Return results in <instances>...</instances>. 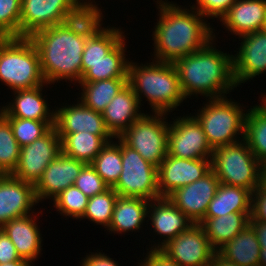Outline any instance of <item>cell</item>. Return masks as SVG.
<instances>
[{
	"mask_svg": "<svg viewBox=\"0 0 266 266\" xmlns=\"http://www.w3.org/2000/svg\"><path fill=\"white\" fill-rule=\"evenodd\" d=\"M157 5L159 20L152 34L155 60L174 63L204 48L214 39L215 29L210 28L206 18L192 6L190 9L181 8L162 0H157Z\"/></svg>",
	"mask_w": 266,
	"mask_h": 266,
	"instance_id": "cell-1",
	"label": "cell"
},
{
	"mask_svg": "<svg viewBox=\"0 0 266 266\" xmlns=\"http://www.w3.org/2000/svg\"><path fill=\"white\" fill-rule=\"evenodd\" d=\"M215 37L204 48L174 62L186 100L198 94L208 99L224 97L237 87L233 76V54L215 48Z\"/></svg>",
	"mask_w": 266,
	"mask_h": 266,
	"instance_id": "cell-2",
	"label": "cell"
},
{
	"mask_svg": "<svg viewBox=\"0 0 266 266\" xmlns=\"http://www.w3.org/2000/svg\"><path fill=\"white\" fill-rule=\"evenodd\" d=\"M29 38L37 48L42 75L48 85L64 79L80 82L86 37L59 24L38 30Z\"/></svg>",
	"mask_w": 266,
	"mask_h": 266,
	"instance_id": "cell-3",
	"label": "cell"
},
{
	"mask_svg": "<svg viewBox=\"0 0 266 266\" xmlns=\"http://www.w3.org/2000/svg\"><path fill=\"white\" fill-rule=\"evenodd\" d=\"M146 64L141 63L139 66L135 62H129L128 84L132 87L140 105L144 95L153 113L172 112L186 99L174 63L153 59L151 63Z\"/></svg>",
	"mask_w": 266,
	"mask_h": 266,
	"instance_id": "cell-4",
	"label": "cell"
},
{
	"mask_svg": "<svg viewBox=\"0 0 266 266\" xmlns=\"http://www.w3.org/2000/svg\"><path fill=\"white\" fill-rule=\"evenodd\" d=\"M0 81L12 91L47 86L39 53L29 37H0Z\"/></svg>",
	"mask_w": 266,
	"mask_h": 266,
	"instance_id": "cell-5",
	"label": "cell"
},
{
	"mask_svg": "<svg viewBox=\"0 0 266 266\" xmlns=\"http://www.w3.org/2000/svg\"><path fill=\"white\" fill-rule=\"evenodd\" d=\"M242 108L243 105L239 106L237 102L224 96L209 99L195 114L194 117L201 124L207 142L213 150L244 139V112L247 111ZM237 135H241L242 138L238 139Z\"/></svg>",
	"mask_w": 266,
	"mask_h": 266,
	"instance_id": "cell-6",
	"label": "cell"
},
{
	"mask_svg": "<svg viewBox=\"0 0 266 266\" xmlns=\"http://www.w3.org/2000/svg\"><path fill=\"white\" fill-rule=\"evenodd\" d=\"M260 164L244 139L214 149L211 158V169L220 183L252 193L259 187Z\"/></svg>",
	"mask_w": 266,
	"mask_h": 266,
	"instance_id": "cell-7",
	"label": "cell"
},
{
	"mask_svg": "<svg viewBox=\"0 0 266 266\" xmlns=\"http://www.w3.org/2000/svg\"><path fill=\"white\" fill-rule=\"evenodd\" d=\"M168 113L143 114L118 138L136 150L143 159L158 167L168 154ZM165 119V121H164Z\"/></svg>",
	"mask_w": 266,
	"mask_h": 266,
	"instance_id": "cell-8",
	"label": "cell"
},
{
	"mask_svg": "<svg viewBox=\"0 0 266 266\" xmlns=\"http://www.w3.org/2000/svg\"><path fill=\"white\" fill-rule=\"evenodd\" d=\"M113 190L122 197L159 198L157 167L122 142V171Z\"/></svg>",
	"mask_w": 266,
	"mask_h": 266,
	"instance_id": "cell-9",
	"label": "cell"
},
{
	"mask_svg": "<svg viewBox=\"0 0 266 266\" xmlns=\"http://www.w3.org/2000/svg\"><path fill=\"white\" fill-rule=\"evenodd\" d=\"M213 149L193 116L177 117L169 124L168 155L181 159H211Z\"/></svg>",
	"mask_w": 266,
	"mask_h": 266,
	"instance_id": "cell-10",
	"label": "cell"
},
{
	"mask_svg": "<svg viewBox=\"0 0 266 266\" xmlns=\"http://www.w3.org/2000/svg\"><path fill=\"white\" fill-rule=\"evenodd\" d=\"M61 153V140L52 127L41 138L20 148L18 165L11 173L22 181L36 184L46 167Z\"/></svg>",
	"mask_w": 266,
	"mask_h": 266,
	"instance_id": "cell-11",
	"label": "cell"
},
{
	"mask_svg": "<svg viewBox=\"0 0 266 266\" xmlns=\"http://www.w3.org/2000/svg\"><path fill=\"white\" fill-rule=\"evenodd\" d=\"M160 250L179 266H210L216 253L199 224H193Z\"/></svg>",
	"mask_w": 266,
	"mask_h": 266,
	"instance_id": "cell-12",
	"label": "cell"
},
{
	"mask_svg": "<svg viewBox=\"0 0 266 266\" xmlns=\"http://www.w3.org/2000/svg\"><path fill=\"white\" fill-rule=\"evenodd\" d=\"M220 182L211 169L201 179L177 188L167 198L191 221L198 224L207 212Z\"/></svg>",
	"mask_w": 266,
	"mask_h": 266,
	"instance_id": "cell-13",
	"label": "cell"
},
{
	"mask_svg": "<svg viewBox=\"0 0 266 266\" xmlns=\"http://www.w3.org/2000/svg\"><path fill=\"white\" fill-rule=\"evenodd\" d=\"M211 170V159H181L167 156L157 167L160 197L201 179Z\"/></svg>",
	"mask_w": 266,
	"mask_h": 266,
	"instance_id": "cell-14",
	"label": "cell"
},
{
	"mask_svg": "<svg viewBox=\"0 0 266 266\" xmlns=\"http://www.w3.org/2000/svg\"><path fill=\"white\" fill-rule=\"evenodd\" d=\"M56 108L54 128L58 134L89 132L101 136L107 143L114 138L106 129L102 113L95 112L81 101Z\"/></svg>",
	"mask_w": 266,
	"mask_h": 266,
	"instance_id": "cell-15",
	"label": "cell"
},
{
	"mask_svg": "<svg viewBox=\"0 0 266 266\" xmlns=\"http://www.w3.org/2000/svg\"><path fill=\"white\" fill-rule=\"evenodd\" d=\"M36 204L34 184L11 174L0 177V228L12 219L31 215Z\"/></svg>",
	"mask_w": 266,
	"mask_h": 266,
	"instance_id": "cell-16",
	"label": "cell"
},
{
	"mask_svg": "<svg viewBox=\"0 0 266 266\" xmlns=\"http://www.w3.org/2000/svg\"><path fill=\"white\" fill-rule=\"evenodd\" d=\"M240 38L239 51L233 55V76L237 86L266 72V31Z\"/></svg>",
	"mask_w": 266,
	"mask_h": 266,
	"instance_id": "cell-17",
	"label": "cell"
},
{
	"mask_svg": "<svg viewBox=\"0 0 266 266\" xmlns=\"http://www.w3.org/2000/svg\"><path fill=\"white\" fill-rule=\"evenodd\" d=\"M78 0H22L20 37L61 24L63 14Z\"/></svg>",
	"mask_w": 266,
	"mask_h": 266,
	"instance_id": "cell-18",
	"label": "cell"
},
{
	"mask_svg": "<svg viewBox=\"0 0 266 266\" xmlns=\"http://www.w3.org/2000/svg\"><path fill=\"white\" fill-rule=\"evenodd\" d=\"M85 165L61 152L46 167L41 178L34 185L38 203L44 199H54L66 188L73 186Z\"/></svg>",
	"mask_w": 266,
	"mask_h": 266,
	"instance_id": "cell-19",
	"label": "cell"
},
{
	"mask_svg": "<svg viewBox=\"0 0 266 266\" xmlns=\"http://www.w3.org/2000/svg\"><path fill=\"white\" fill-rule=\"evenodd\" d=\"M148 220L157 235L165 239L154 244L149 249H160L169 240L187 231L193 224L180 209L167 197H159L150 201L147 212ZM161 243V244H159Z\"/></svg>",
	"mask_w": 266,
	"mask_h": 266,
	"instance_id": "cell-20",
	"label": "cell"
},
{
	"mask_svg": "<svg viewBox=\"0 0 266 266\" xmlns=\"http://www.w3.org/2000/svg\"><path fill=\"white\" fill-rule=\"evenodd\" d=\"M132 87L127 83L102 112L106 129L115 138L119 137L144 113Z\"/></svg>",
	"mask_w": 266,
	"mask_h": 266,
	"instance_id": "cell-21",
	"label": "cell"
},
{
	"mask_svg": "<svg viewBox=\"0 0 266 266\" xmlns=\"http://www.w3.org/2000/svg\"><path fill=\"white\" fill-rule=\"evenodd\" d=\"M266 0H236L220 22L235 36L263 30Z\"/></svg>",
	"mask_w": 266,
	"mask_h": 266,
	"instance_id": "cell-22",
	"label": "cell"
},
{
	"mask_svg": "<svg viewBox=\"0 0 266 266\" xmlns=\"http://www.w3.org/2000/svg\"><path fill=\"white\" fill-rule=\"evenodd\" d=\"M34 214L12 219L1 227L14 244L19 256L32 264L42 251V234Z\"/></svg>",
	"mask_w": 266,
	"mask_h": 266,
	"instance_id": "cell-23",
	"label": "cell"
},
{
	"mask_svg": "<svg viewBox=\"0 0 266 266\" xmlns=\"http://www.w3.org/2000/svg\"><path fill=\"white\" fill-rule=\"evenodd\" d=\"M43 86L32 89L15 90L12 102L0 108L4 117H16L37 121H54L55 111L50 110L42 95Z\"/></svg>",
	"mask_w": 266,
	"mask_h": 266,
	"instance_id": "cell-24",
	"label": "cell"
},
{
	"mask_svg": "<svg viewBox=\"0 0 266 266\" xmlns=\"http://www.w3.org/2000/svg\"><path fill=\"white\" fill-rule=\"evenodd\" d=\"M125 37L102 60L82 62L80 82H95L112 78H128Z\"/></svg>",
	"mask_w": 266,
	"mask_h": 266,
	"instance_id": "cell-25",
	"label": "cell"
},
{
	"mask_svg": "<svg viewBox=\"0 0 266 266\" xmlns=\"http://www.w3.org/2000/svg\"><path fill=\"white\" fill-rule=\"evenodd\" d=\"M95 3V1L91 2V0H78L65 11L61 25L76 35L86 38L96 36L104 29L101 22L104 15L101 8Z\"/></svg>",
	"mask_w": 266,
	"mask_h": 266,
	"instance_id": "cell-26",
	"label": "cell"
},
{
	"mask_svg": "<svg viewBox=\"0 0 266 266\" xmlns=\"http://www.w3.org/2000/svg\"><path fill=\"white\" fill-rule=\"evenodd\" d=\"M149 203L145 198L118 196L111 223L106 230L114 234L139 231L147 218Z\"/></svg>",
	"mask_w": 266,
	"mask_h": 266,
	"instance_id": "cell-27",
	"label": "cell"
},
{
	"mask_svg": "<svg viewBox=\"0 0 266 266\" xmlns=\"http://www.w3.org/2000/svg\"><path fill=\"white\" fill-rule=\"evenodd\" d=\"M252 212H233L216 218H203V228L211 246L217 252L249 224Z\"/></svg>",
	"mask_w": 266,
	"mask_h": 266,
	"instance_id": "cell-28",
	"label": "cell"
},
{
	"mask_svg": "<svg viewBox=\"0 0 266 266\" xmlns=\"http://www.w3.org/2000/svg\"><path fill=\"white\" fill-rule=\"evenodd\" d=\"M260 250L255 231L248 224L217 253L227 261L239 266H259Z\"/></svg>",
	"mask_w": 266,
	"mask_h": 266,
	"instance_id": "cell-29",
	"label": "cell"
},
{
	"mask_svg": "<svg viewBox=\"0 0 266 266\" xmlns=\"http://www.w3.org/2000/svg\"><path fill=\"white\" fill-rule=\"evenodd\" d=\"M252 192L220 183L204 218H216L233 212H252Z\"/></svg>",
	"mask_w": 266,
	"mask_h": 266,
	"instance_id": "cell-30",
	"label": "cell"
},
{
	"mask_svg": "<svg viewBox=\"0 0 266 266\" xmlns=\"http://www.w3.org/2000/svg\"><path fill=\"white\" fill-rule=\"evenodd\" d=\"M61 152L85 164H91L107 142L99 135L89 132L58 134Z\"/></svg>",
	"mask_w": 266,
	"mask_h": 266,
	"instance_id": "cell-31",
	"label": "cell"
},
{
	"mask_svg": "<svg viewBox=\"0 0 266 266\" xmlns=\"http://www.w3.org/2000/svg\"><path fill=\"white\" fill-rule=\"evenodd\" d=\"M128 83V78H112L95 82H79L82 93L78 99L95 112L102 113L113 97Z\"/></svg>",
	"mask_w": 266,
	"mask_h": 266,
	"instance_id": "cell-32",
	"label": "cell"
},
{
	"mask_svg": "<svg viewBox=\"0 0 266 266\" xmlns=\"http://www.w3.org/2000/svg\"><path fill=\"white\" fill-rule=\"evenodd\" d=\"M260 104L246 112L244 140L259 162L263 163L266 161V106Z\"/></svg>",
	"mask_w": 266,
	"mask_h": 266,
	"instance_id": "cell-33",
	"label": "cell"
},
{
	"mask_svg": "<svg viewBox=\"0 0 266 266\" xmlns=\"http://www.w3.org/2000/svg\"><path fill=\"white\" fill-rule=\"evenodd\" d=\"M115 139L118 144L113 140L108 142L91 163L109 188L116 185L122 171V141L118 137Z\"/></svg>",
	"mask_w": 266,
	"mask_h": 266,
	"instance_id": "cell-34",
	"label": "cell"
},
{
	"mask_svg": "<svg viewBox=\"0 0 266 266\" xmlns=\"http://www.w3.org/2000/svg\"><path fill=\"white\" fill-rule=\"evenodd\" d=\"M124 37L121 28L105 27L96 36L87 38L82 54V62L102 60Z\"/></svg>",
	"mask_w": 266,
	"mask_h": 266,
	"instance_id": "cell-35",
	"label": "cell"
},
{
	"mask_svg": "<svg viewBox=\"0 0 266 266\" xmlns=\"http://www.w3.org/2000/svg\"><path fill=\"white\" fill-rule=\"evenodd\" d=\"M118 196L113 188H109L101 194L90 197L86 211L81 219L86 218L92 223L108 228L112 220V214Z\"/></svg>",
	"mask_w": 266,
	"mask_h": 266,
	"instance_id": "cell-36",
	"label": "cell"
},
{
	"mask_svg": "<svg viewBox=\"0 0 266 266\" xmlns=\"http://www.w3.org/2000/svg\"><path fill=\"white\" fill-rule=\"evenodd\" d=\"M20 148L10 122L0 113V171L3 174H11L17 167Z\"/></svg>",
	"mask_w": 266,
	"mask_h": 266,
	"instance_id": "cell-37",
	"label": "cell"
},
{
	"mask_svg": "<svg viewBox=\"0 0 266 266\" xmlns=\"http://www.w3.org/2000/svg\"><path fill=\"white\" fill-rule=\"evenodd\" d=\"M5 118L10 122L13 135L20 147L31 144L54 127V121H37L16 117Z\"/></svg>",
	"mask_w": 266,
	"mask_h": 266,
	"instance_id": "cell-38",
	"label": "cell"
},
{
	"mask_svg": "<svg viewBox=\"0 0 266 266\" xmlns=\"http://www.w3.org/2000/svg\"><path fill=\"white\" fill-rule=\"evenodd\" d=\"M89 197L76 186H69L53 199V206L65 217L81 219L86 211Z\"/></svg>",
	"mask_w": 266,
	"mask_h": 266,
	"instance_id": "cell-39",
	"label": "cell"
},
{
	"mask_svg": "<svg viewBox=\"0 0 266 266\" xmlns=\"http://www.w3.org/2000/svg\"><path fill=\"white\" fill-rule=\"evenodd\" d=\"M22 0H0V37H20Z\"/></svg>",
	"mask_w": 266,
	"mask_h": 266,
	"instance_id": "cell-40",
	"label": "cell"
},
{
	"mask_svg": "<svg viewBox=\"0 0 266 266\" xmlns=\"http://www.w3.org/2000/svg\"><path fill=\"white\" fill-rule=\"evenodd\" d=\"M87 197H93L109 189V186L97 174L91 164H86L74 182Z\"/></svg>",
	"mask_w": 266,
	"mask_h": 266,
	"instance_id": "cell-41",
	"label": "cell"
},
{
	"mask_svg": "<svg viewBox=\"0 0 266 266\" xmlns=\"http://www.w3.org/2000/svg\"><path fill=\"white\" fill-rule=\"evenodd\" d=\"M235 2L236 0H196L197 5L192 7L204 17L221 20Z\"/></svg>",
	"mask_w": 266,
	"mask_h": 266,
	"instance_id": "cell-42",
	"label": "cell"
},
{
	"mask_svg": "<svg viewBox=\"0 0 266 266\" xmlns=\"http://www.w3.org/2000/svg\"><path fill=\"white\" fill-rule=\"evenodd\" d=\"M249 221L266 222V190L259 187L252 194V213Z\"/></svg>",
	"mask_w": 266,
	"mask_h": 266,
	"instance_id": "cell-43",
	"label": "cell"
},
{
	"mask_svg": "<svg viewBox=\"0 0 266 266\" xmlns=\"http://www.w3.org/2000/svg\"><path fill=\"white\" fill-rule=\"evenodd\" d=\"M19 259L23 258L19 256L14 244L0 228V263H8Z\"/></svg>",
	"mask_w": 266,
	"mask_h": 266,
	"instance_id": "cell-44",
	"label": "cell"
},
{
	"mask_svg": "<svg viewBox=\"0 0 266 266\" xmlns=\"http://www.w3.org/2000/svg\"><path fill=\"white\" fill-rule=\"evenodd\" d=\"M139 266H179L173 259L160 249H150Z\"/></svg>",
	"mask_w": 266,
	"mask_h": 266,
	"instance_id": "cell-45",
	"label": "cell"
},
{
	"mask_svg": "<svg viewBox=\"0 0 266 266\" xmlns=\"http://www.w3.org/2000/svg\"><path fill=\"white\" fill-rule=\"evenodd\" d=\"M81 266H118L117 262L110 258L106 254L101 252H93L89 255H86L82 259Z\"/></svg>",
	"mask_w": 266,
	"mask_h": 266,
	"instance_id": "cell-46",
	"label": "cell"
},
{
	"mask_svg": "<svg viewBox=\"0 0 266 266\" xmlns=\"http://www.w3.org/2000/svg\"><path fill=\"white\" fill-rule=\"evenodd\" d=\"M249 224L255 231L260 247H266V222L249 221Z\"/></svg>",
	"mask_w": 266,
	"mask_h": 266,
	"instance_id": "cell-47",
	"label": "cell"
},
{
	"mask_svg": "<svg viewBox=\"0 0 266 266\" xmlns=\"http://www.w3.org/2000/svg\"><path fill=\"white\" fill-rule=\"evenodd\" d=\"M210 266H239V265L227 261L226 259H224L223 257H221L216 252L214 254V256H213L212 263L210 264Z\"/></svg>",
	"mask_w": 266,
	"mask_h": 266,
	"instance_id": "cell-48",
	"label": "cell"
},
{
	"mask_svg": "<svg viewBox=\"0 0 266 266\" xmlns=\"http://www.w3.org/2000/svg\"><path fill=\"white\" fill-rule=\"evenodd\" d=\"M259 188L266 190V161L260 164Z\"/></svg>",
	"mask_w": 266,
	"mask_h": 266,
	"instance_id": "cell-49",
	"label": "cell"
},
{
	"mask_svg": "<svg viewBox=\"0 0 266 266\" xmlns=\"http://www.w3.org/2000/svg\"><path fill=\"white\" fill-rule=\"evenodd\" d=\"M0 266H32V264L26 259H19L8 263H0Z\"/></svg>",
	"mask_w": 266,
	"mask_h": 266,
	"instance_id": "cell-50",
	"label": "cell"
},
{
	"mask_svg": "<svg viewBox=\"0 0 266 266\" xmlns=\"http://www.w3.org/2000/svg\"><path fill=\"white\" fill-rule=\"evenodd\" d=\"M260 261L259 266H266V247H260Z\"/></svg>",
	"mask_w": 266,
	"mask_h": 266,
	"instance_id": "cell-51",
	"label": "cell"
},
{
	"mask_svg": "<svg viewBox=\"0 0 266 266\" xmlns=\"http://www.w3.org/2000/svg\"><path fill=\"white\" fill-rule=\"evenodd\" d=\"M263 30L266 31V19H265Z\"/></svg>",
	"mask_w": 266,
	"mask_h": 266,
	"instance_id": "cell-52",
	"label": "cell"
}]
</instances>
